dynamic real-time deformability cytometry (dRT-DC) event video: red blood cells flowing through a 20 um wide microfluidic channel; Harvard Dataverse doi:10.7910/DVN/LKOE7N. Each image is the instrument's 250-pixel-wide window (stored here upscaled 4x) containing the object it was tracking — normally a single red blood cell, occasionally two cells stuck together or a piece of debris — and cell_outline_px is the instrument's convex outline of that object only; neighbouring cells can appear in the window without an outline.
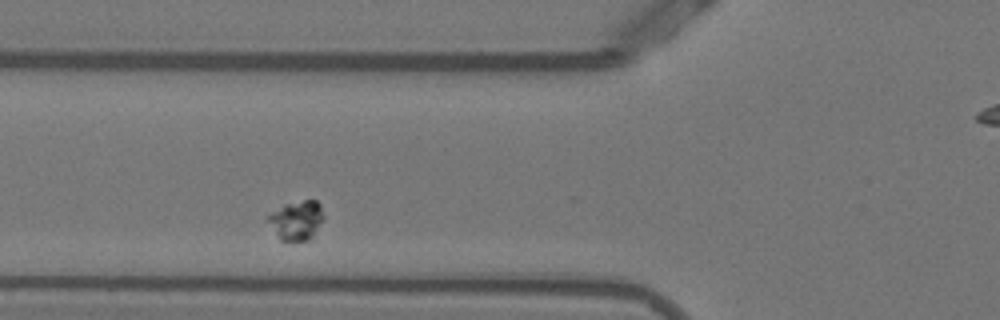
{"species": "Egyptian fruit bat (a non-hibernating species)", "species_latin": "Rousettus aegyptiacus", "temperature_condition": "warm", "stored_images_in_passage": 39, "camera_frame_rate_fps": 3000, "um_per_image_px": 0.085, "animal": {"sex": "female"}, "frame": {"image": 1, "passage_image": 5, "time_ms": 1.333, "image_size_px": [1000, 320], "cell_outline_px": [[324, 220], [312, 236], [308, 240], [280, 240], [264, 220], [264, 216], [284, 204], [304, 200], [316, 200], [320, 204], [324, 216]], "centroid_in_image_um": [25.15, 18.71], "position_along_channel_um": 100.7, "area_um2": 13.01}}
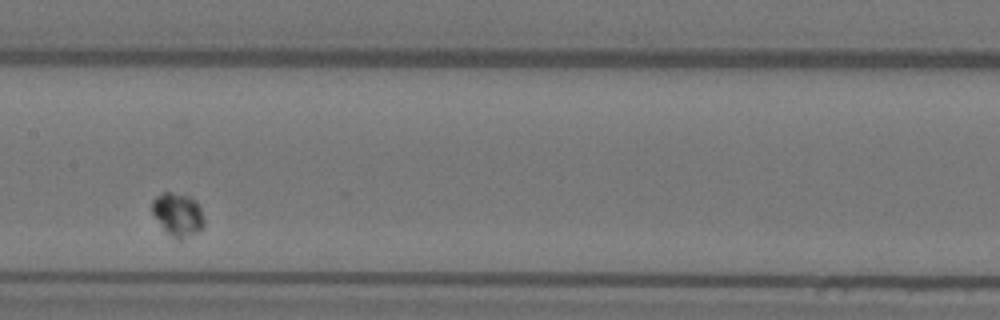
{"frame": {"image": 2, "passage_image": 13, "time_ms": 4.0, "image_size_px": [1000, 320], "cell_outline_px": [[204, 228], [180, 240], [176, 240], [164, 228], [152, 212], [152, 200], [156, 196], [164, 192], [168, 192], [192, 196], [196, 200], [200, 208], [204, 220]], "centroid_in_image_um": [15.14, 18.21], "position_along_channel_um": 192.3, "area_um2": 12.95}}
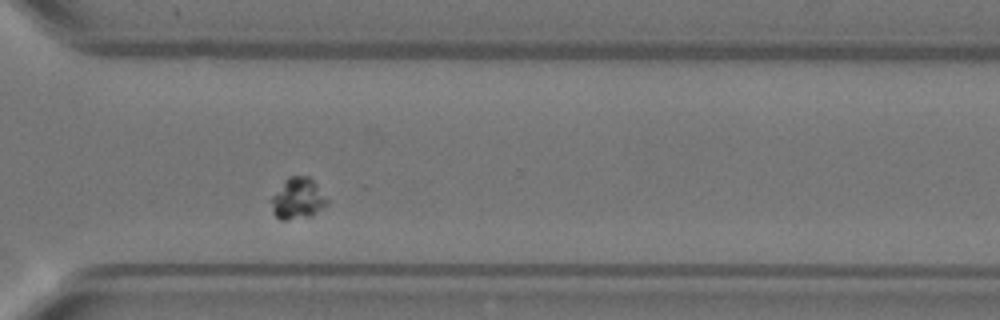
{"frame": {"image": 3, "passage_image": 26, "time_ms": 8.333, "image_size_px": [1000, 320], "cell_outline_px": [[328, 204], [312, 216], [288, 220], [280, 220], [272, 212], [268, 200], [284, 180], [288, 176], [308, 176], [316, 184], [328, 200]], "centroid_in_image_um": [25.26, 16.89], "position_along_channel_um": 345.3, "area_um2": 13.64}}